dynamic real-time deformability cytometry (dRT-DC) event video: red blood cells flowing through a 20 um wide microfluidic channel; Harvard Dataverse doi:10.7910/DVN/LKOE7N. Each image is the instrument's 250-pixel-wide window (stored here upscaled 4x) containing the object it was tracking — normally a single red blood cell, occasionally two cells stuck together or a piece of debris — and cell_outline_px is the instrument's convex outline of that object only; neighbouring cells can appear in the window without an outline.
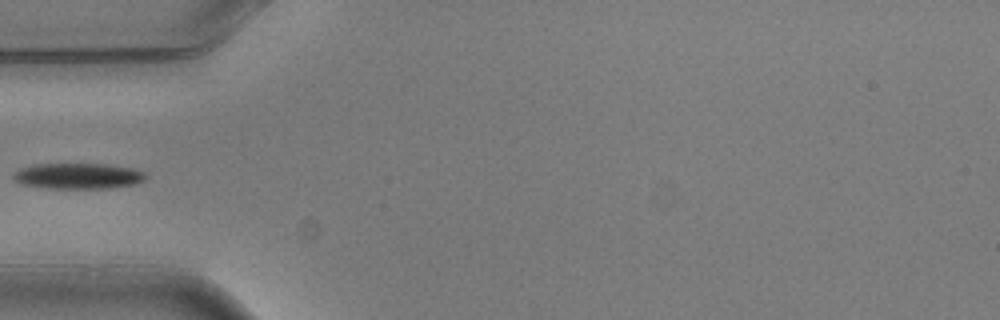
{"species": "common noctule bat (a hibernating species)", "species_latin": "Nyctalus noctula", "temperature_condition": "warm", "stored_images_in_passage": 5, "camera_frame_rate_fps": 3000, "um_per_image_px": 0.085, "animal": {"sex": "male", "body_mass_g": 20.5, "forearm_length_mm": 52.5}, "frame": {"image": 1, "passage_image": 4, "time_ms": 1.0, "image_size_px": [1000, 320], "cell_outline_px": [[148, 176], [144, 180], [136, 184], [108, 188], [48, 188], [20, 184], [12, 176], [12, 172], [20, 168], [32, 164], [108, 164], [132, 168], [144, 172]], "centroid_in_image_um": [6.62, 14.95], "position_along_channel_um": 78.4, "area_um2": 20.0}}
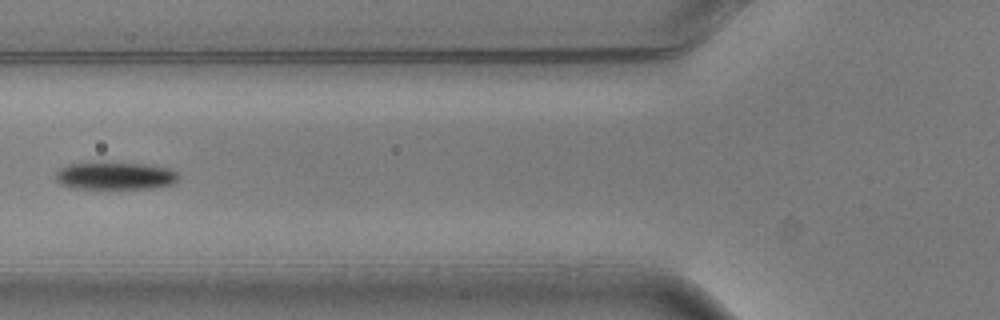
{"frame": {"image": 2, "passage_image": 5, "time_ms": 1.333, "image_size_px": [1000, 320], "cell_outline_px": [[180, 176], [172, 184], [152, 188], [72, 188], [60, 184], [56, 180], [56, 172], [60, 168], [68, 164], [148, 164], [168, 168], [176, 172]], "centroid_in_image_um": [9.8, 14.96], "position_along_channel_um": 116.0, "area_um2": 19.19}}